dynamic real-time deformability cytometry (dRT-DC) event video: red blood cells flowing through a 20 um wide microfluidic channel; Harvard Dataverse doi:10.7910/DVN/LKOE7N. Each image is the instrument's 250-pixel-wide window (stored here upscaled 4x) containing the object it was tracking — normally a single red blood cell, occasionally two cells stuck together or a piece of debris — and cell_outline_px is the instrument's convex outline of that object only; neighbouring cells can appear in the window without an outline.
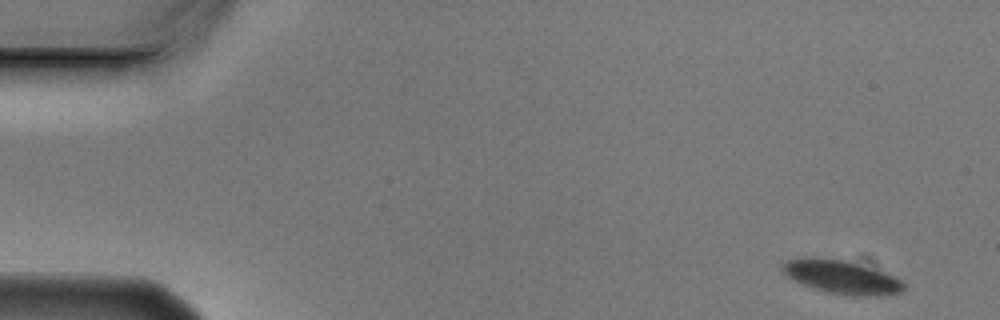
{"species": "Egyptian fruit bat (a non-hibernating species)", "species_latin": "Rousettus aegyptiacus", "temperature_condition": "cold", "stored_images_in_passage": 8, "camera_frame_rate_fps": 3000, "um_per_image_px": 0.085, "animal": {"sex": "male"}, "frame": {"image": 1, "passage_image": 1, "time_ms": 0.0, "image_size_px": [1000, 320], "cell_outline_px": [[904, 288], [900, 292], [880, 296], [852, 296], [824, 292], [800, 284], [788, 276], [780, 268], [780, 264], [788, 260], [808, 256], [848, 260], [884, 272], [900, 280], [904, 284]], "centroid_in_image_um": [71.48, 23.54], "position_along_channel_um": 13.5, "area_um2": 23.93}}
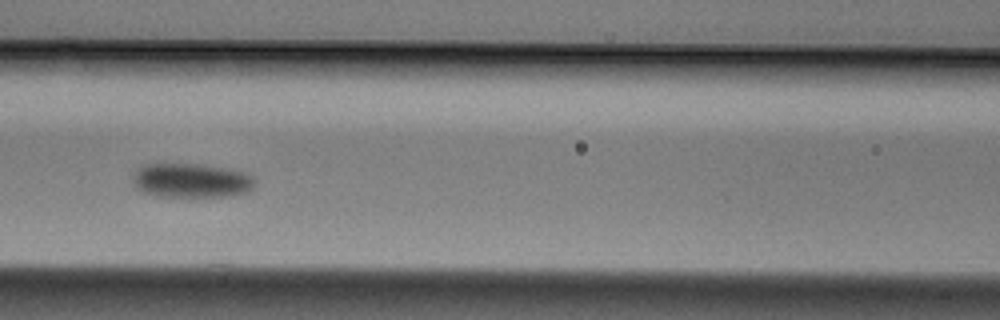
{"frame": {"image": 2, "passage_image": 5, "time_ms": 1.333, "image_size_px": [1000, 320], "cell_outline_px": [[256, 184], [252, 188], [244, 192], [224, 196], [160, 196], [144, 192], [136, 188], [132, 180], [132, 176], [136, 168], [144, 164], [200, 164], [228, 168], [244, 172], [252, 176], [256, 180]], "centroid_in_image_um": [16.23, 15.32], "position_along_channel_um": 150.4, "area_um2": 24.39}}
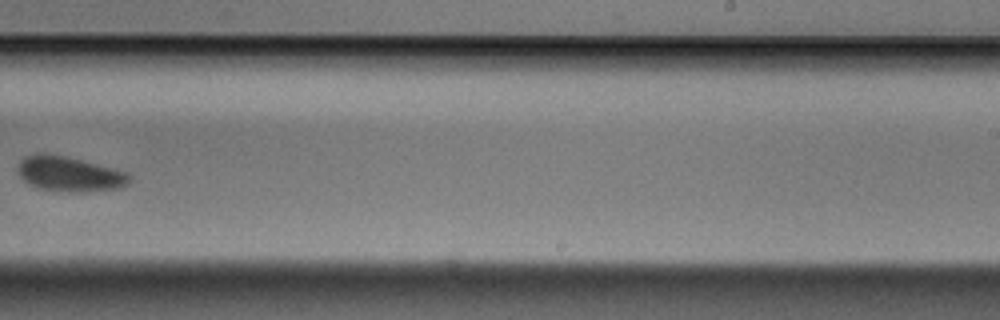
{"frame": {"image": 3, "passage_image": 8, "time_ms": 2.333, "image_size_px": [1000, 320], "cell_outline_px": [[132, 176], [128, 184], [120, 188], [84, 192], [72, 192], [40, 188], [24, 180], [16, 172], [16, 168], [20, 160], [28, 156], [40, 152], [64, 156], [128, 172]], "centroid_in_image_um": [5.91, 14.79], "position_along_channel_um": 283.1, "area_um2": 22.6}}